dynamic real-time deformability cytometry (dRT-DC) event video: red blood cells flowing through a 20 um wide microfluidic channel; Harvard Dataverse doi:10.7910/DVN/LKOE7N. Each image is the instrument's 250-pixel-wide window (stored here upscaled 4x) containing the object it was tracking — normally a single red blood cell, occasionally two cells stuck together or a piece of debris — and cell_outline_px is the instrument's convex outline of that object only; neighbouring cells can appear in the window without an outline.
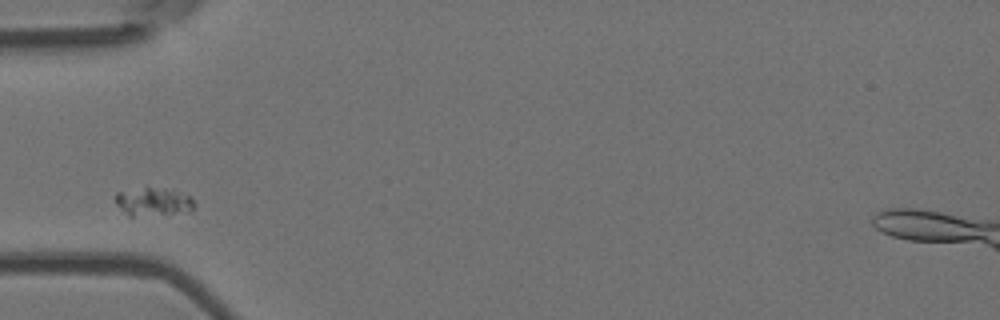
{"species": "Egyptian fruit bat (a non-hibernating species)", "species_latin": "Rousettus aegyptiacus", "temperature_condition": "room temperature", "stored_images_in_passage": 9, "camera_frame_rate_fps": 3000, "um_per_image_px": 0.085, "animal": {"sex": "female"}, "frame": {"image": 1, "passage_image": 1, "time_ms": 0.0, "image_size_px": [1000, 320], "cell_outline_px": [[192, 208], [188, 212], [132, 216], [128, 216], [116, 204], [116, 192], [148, 188], [172, 188], [192, 196]], "centroid_in_image_um": [13.05, 17.14], "position_along_channel_um": 72.0, "area_um2": 12.83}}
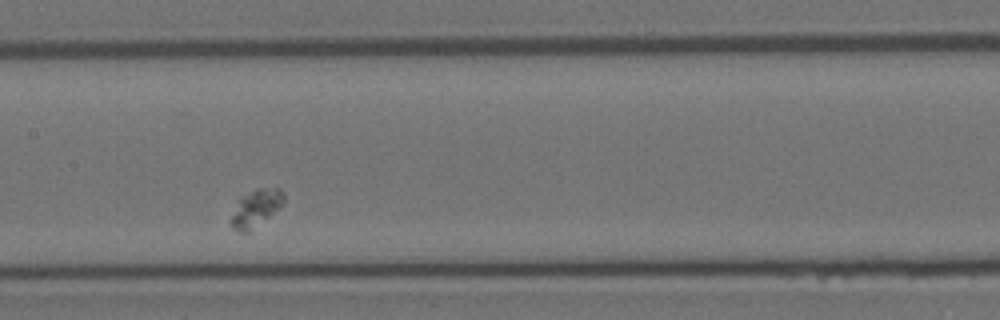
{"frame": {"image": 2, "passage_image": 4, "time_ms": 1.0, "image_size_px": [1000, 320], "cell_outline_px": [[284, 204], [280, 208], [248, 232], [240, 232], [232, 228], [232, 216], [240, 196], [256, 188], [280, 188], [284, 192]], "centroid_in_image_um": [21.79, 17.66], "position_along_channel_um": 185.6, "area_um2": 11.33}}
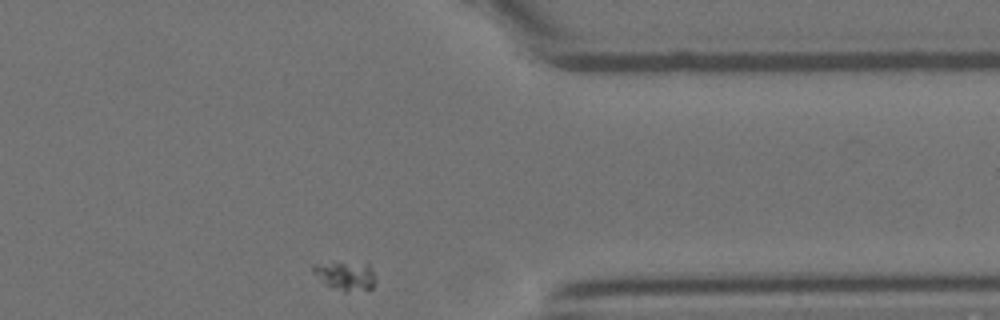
{"frame": {"image": 3, "passage_image": 9, "time_ms": 2.667, "image_size_px": [1000, 320], "cell_outline_px": [[372, 288], [344, 292], [332, 288], [312, 272], [312, 268], [316, 264], [332, 260], [368, 264], [372, 272]], "centroid_in_image_um": [29.29, 23.39], "position_along_channel_um": 382.1, "area_um2": 10.4}}